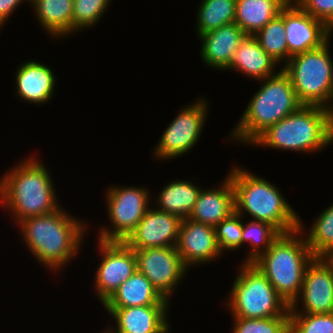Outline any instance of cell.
<instances>
[{"label":"cell","mask_w":333,"mask_h":333,"mask_svg":"<svg viewBox=\"0 0 333 333\" xmlns=\"http://www.w3.org/2000/svg\"><path fill=\"white\" fill-rule=\"evenodd\" d=\"M78 220L60 207L50 214L25 218L17 225L35 258L51 271L59 272L83 243L87 226Z\"/></svg>","instance_id":"cell-1"},{"label":"cell","mask_w":333,"mask_h":333,"mask_svg":"<svg viewBox=\"0 0 333 333\" xmlns=\"http://www.w3.org/2000/svg\"><path fill=\"white\" fill-rule=\"evenodd\" d=\"M35 159H24L0 179V203L13 213L14 222L60 208L49 171Z\"/></svg>","instance_id":"cell-2"},{"label":"cell","mask_w":333,"mask_h":333,"mask_svg":"<svg viewBox=\"0 0 333 333\" xmlns=\"http://www.w3.org/2000/svg\"><path fill=\"white\" fill-rule=\"evenodd\" d=\"M234 188L235 212L275 227L281 234L299 229L300 217L275 187L264 178L238 166L228 176Z\"/></svg>","instance_id":"cell-3"},{"label":"cell","mask_w":333,"mask_h":333,"mask_svg":"<svg viewBox=\"0 0 333 333\" xmlns=\"http://www.w3.org/2000/svg\"><path fill=\"white\" fill-rule=\"evenodd\" d=\"M333 143V111L302 105L269 126L251 144L272 149L313 153Z\"/></svg>","instance_id":"cell-4"},{"label":"cell","mask_w":333,"mask_h":333,"mask_svg":"<svg viewBox=\"0 0 333 333\" xmlns=\"http://www.w3.org/2000/svg\"><path fill=\"white\" fill-rule=\"evenodd\" d=\"M260 82L262 86L248 102L239 123L231 131V140L251 144L269 126L302 106L289 75L283 69Z\"/></svg>","instance_id":"cell-5"},{"label":"cell","mask_w":333,"mask_h":333,"mask_svg":"<svg viewBox=\"0 0 333 333\" xmlns=\"http://www.w3.org/2000/svg\"><path fill=\"white\" fill-rule=\"evenodd\" d=\"M303 230L307 229H304L300 219L299 229L281 234L270 248L253 262L289 306L297 299L305 270L314 258ZM301 235L304 237H299Z\"/></svg>","instance_id":"cell-6"},{"label":"cell","mask_w":333,"mask_h":333,"mask_svg":"<svg viewBox=\"0 0 333 333\" xmlns=\"http://www.w3.org/2000/svg\"><path fill=\"white\" fill-rule=\"evenodd\" d=\"M329 44L328 41L320 48L293 55L282 69L289 75L302 105L333 111V61Z\"/></svg>","instance_id":"cell-7"},{"label":"cell","mask_w":333,"mask_h":333,"mask_svg":"<svg viewBox=\"0 0 333 333\" xmlns=\"http://www.w3.org/2000/svg\"><path fill=\"white\" fill-rule=\"evenodd\" d=\"M227 301L233 317L244 319L289 316L290 306L253 263L242 262Z\"/></svg>","instance_id":"cell-8"},{"label":"cell","mask_w":333,"mask_h":333,"mask_svg":"<svg viewBox=\"0 0 333 333\" xmlns=\"http://www.w3.org/2000/svg\"><path fill=\"white\" fill-rule=\"evenodd\" d=\"M107 195V196H106ZM105 195L108 217L113 228H101L98 239L124 241L150 207L149 191L143 187H115Z\"/></svg>","instance_id":"cell-9"},{"label":"cell","mask_w":333,"mask_h":333,"mask_svg":"<svg viewBox=\"0 0 333 333\" xmlns=\"http://www.w3.org/2000/svg\"><path fill=\"white\" fill-rule=\"evenodd\" d=\"M204 98L183 107L162 134L153 153L156 159H174L182 156L198 143L209 107Z\"/></svg>","instance_id":"cell-10"},{"label":"cell","mask_w":333,"mask_h":333,"mask_svg":"<svg viewBox=\"0 0 333 333\" xmlns=\"http://www.w3.org/2000/svg\"><path fill=\"white\" fill-rule=\"evenodd\" d=\"M137 270L145 275L152 286L167 300L186 275V268L176 246L133 249ZM173 292V293H172Z\"/></svg>","instance_id":"cell-11"},{"label":"cell","mask_w":333,"mask_h":333,"mask_svg":"<svg viewBox=\"0 0 333 333\" xmlns=\"http://www.w3.org/2000/svg\"><path fill=\"white\" fill-rule=\"evenodd\" d=\"M299 298L304 311L297 310ZM325 313H333V259L314 257L305 270L302 288L290 305L289 314Z\"/></svg>","instance_id":"cell-12"},{"label":"cell","mask_w":333,"mask_h":333,"mask_svg":"<svg viewBox=\"0 0 333 333\" xmlns=\"http://www.w3.org/2000/svg\"><path fill=\"white\" fill-rule=\"evenodd\" d=\"M102 260L95 276L96 294L103 305L136 270L134 250L124 241L98 239Z\"/></svg>","instance_id":"cell-13"},{"label":"cell","mask_w":333,"mask_h":333,"mask_svg":"<svg viewBox=\"0 0 333 333\" xmlns=\"http://www.w3.org/2000/svg\"><path fill=\"white\" fill-rule=\"evenodd\" d=\"M285 33L288 61L293 55L320 48L331 40L326 24L302 10L293 0L285 5Z\"/></svg>","instance_id":"cell-14"},{"label":"cell","mask_w":333,"mask_h":333,"mask_svg":"<svg viewBox=\"0 0 333 333\" xmlns=\"http://www.w3.org/2000/svg\"><path fill=\"white\" fill-rule=\"evenodd\" d=\"M182 219L149 207L124 242L132 249L176 246Z\"/></svg>","instance_id":"cell-15"},{"label":"cell","mask_w":333,"mask_h":333,"mask_svg":"<svg viewBox=\"0 0 333 333\" xmlns=\"http://www.w3.org/2000/svg\"><path fill=\"white\" fill-rule=\"evenodd\" d=\"M176 247L186 268L202 265L222 256L215 228L189 218L181 221Z\"/></svg>","instance_id":"cell-16"},{"label":"cell","mask_w":333,"mask_h":333,"mask_svg":"<svg viewBox=\"0 0 333 333\" xmlns=\"http://www.w3.org/2000/svg\"><path fill=\"white\" fill-rule=\"evenodd\" d=\"M168 304L133 306L127 308H105L117 322L116 329L106 333H168ZM167 315V316H166Z\"/></svg>","instance_id":"cell-17"},{"label":"cell","mask_w":333,"mask_h":333,"mask_svg":"<svg viewBox=\"0 0 333 333\" xmlns=\"http://www.w3.org/2000/svg\"><path fill=\"white\" fill-rule=\"evenodd\" d=\"M235 212L234 188L230 178L224 179L219 187L201 189L189 219L216 227L222 220Z\"/></svg>","instance_id":"cell-18"},{"label":"cell","mask_w":333,"mask_h":333,"mask_svg":"<svg viewBox=\"0 0 333 333\" xmlns=\"http://www.w3.org/2000/svg\"><path fill=\"white\" fill-rule=\"evenodd\" d=\"M245 35L237 24L231 23L198 36L202 41V61L212 68L225 70Z\"/></svg>","instance_id":"cell-19"},{"label":"cell","mask_w":333,"mask_h":333,"mask_svg":"<svg viewBox=\"0 0 333 333\" xmlns=\"http://www.w3.org/2000/svg\"><path fill=\"white\" fill-rule=\"evenodd\" d=\"M15 74L16 93L22 101L38 105L51 100L57 81L50 67L31 60L22 63Z\"/></svg>","instance_id":"cell-20"},{"label":"cell","mask_w":333,"mask_h":333,"mask_svg":"<svg viewBox=\"0 0 333 333\" xmlns=\"http://www.w3.org/2000/svg\"><path fill=\"white\" fill-rule=\"evenodd\" d=\"M278 63L260 46L254 35H245L235 51L229 66L225 69L237 70L246 76L263 80L275 75Z\"/></svg>","instance_id":"cell-21"},{"label":"cell","mask_w":333,"mask_h":333,"mask_svg":"<svg viewBox=\"0 0 333 333\" xmlns=\"http://www.w3.org/2000/svg\"><path fill=\"white\" fill-rule=\"evenodd\" d=\"M169 304V300L152 286L151 281L136 270L103 304L104 308H127Z\"/></svg>","instance_id":"cell-22"},{"label":"cell","mask_w":333,"mask_h":333,"mask_svg":"<svg viewBox=\"0 0 333 333\" xmlns=\"http://www.w3.org/2000/svg\"><path fill=\"white\" fill-rule=\"evenodd\" d=\"M289 0H236L235 19L246 35H255L275 18Z\"/></svg>","instance_id":"cell-23"},{"label":"cell","mask_w":333,"mask_h":333,"mask_svg":"<svg viewBox=\"0 0 333 333\" xmlns=\"http://www.w3.org/2000/svg\"><path fill=\"white\" fill-rule=\"evenodd\" d=\"M36 18L47 34L66 37L72 33L73 0H30Z\"/></svg>","instance_id":"cell-24"},{"label":"cell","mask_w":333,"mask_h":333,"mask_svg":"<svg viewBox=\"0 0 333 333\" xmlns=\"http://www.w3.org/2000/svg\"><path fill=\"white\" fill-rule=\"evenodd\" d=\"M201 189L192 181L174 180L163 187L156 200L158 205L155 207L186 219L190 216Z\"/></svg>","instance_id":"cell-25"},{"label":"cell","mask_w":333,"mask_h":333,"mask_svg":"<svg viewBox=\"0 0 333 333\" xmlns=\"http://www.w3.org/2000/svg\"><path fill=\"white\" fill-rule=\"evenodd\" d=\"M262 49L278 64L288 62V44L285 33V6L255 35ZM282 60V61H281Z\"/></svg>","instance_id":"cell-26"},{"label":"cell","mask_w":333,"mask_h":333,"mask_svg":"<svg viewBox=\"0 0 333 333\" xmlns=\"http://www.w3.org/2000/svg\"><path fill=\"white\" fill-rule=\"evenodd\" d=\"M197 12L198 36L234 23L236 0H201Z\"/></svg>","instance_id":"cell-27"},{"label":"cell","mask_w":333,"mask_h":333,"mask_svg":"<svg viewBox=\"0 0 333 333\" xmlns=\"http://www.w3.org/2000/svg\"><path fill=\"white\" fill-rule=\"evenodd\" d=\"M306 235L314 257L333 256V204L317 216Z\"/></svg>","instance_id":"cell-28"},{"label":"cell","mask_w":333,"mask_h":333,"mask_svg":"<svg viewBox=\"0 0 333 333\" xmlns=\"http://www.w3.org/2000/svg\"><path fill=\"white\" fill-rule=\"evenodd\" d=\"M281 235V233L272 225L252 220L248 224L243 223L242 245L246 242L251 244V250L248 252L244 263H253L262 254H264L271 244ZM263 245V247H262ZM264 248V249H263Z\"/></svg>","instance_id":"cell-29"},{"label":"cell","mask_w":333,"mask_h":333,"mask_svg":"<svg viewBox=\"0 0 333 333\" xmlns=\"http://www.w3.org/2000/svg\"><path fill=\"white\" fill-rule=\"evenodd\" d=\"M111 0H73L72 34L98 24Z\"/></svg>","instance_id":"cell-30"},{"label":"cell","mask_w":333,"mask_h":333,"mask_svg":"<svg viewBox=\"0 0 333 333\" xmlns=\"http://www.w3.org/2000/svg\"><path fill=\"white\" fill-rule=\"evenodd\" d=\"M233 318V333H290V316Z\"/></svg>","instance_id":"cell-31"},{"label":"cell","mask_w":333,"mask_h":333,"mask_svg":"<svg viewBox=\"0 0 333 333\" xmlns=\"http://www.w3.org/2000/svg\"><path fill=\"white\" fill-rule=\"evenodd\" d=\"M243 217L236 212L222 220L216 227V240L219 250H236L242 246Z\"/></svg>","instance_id":"cell-32"},{"label":"cell","mask_w":333,"mask_h":333,"mask_svg":"<svg viewBox=\"0 0 333 333\" xmlns=\"http://www.w3.org/2000/svg\"><path fill=\"white\" fill-rule=\"evenodd\" d=\"M289 316L290 333H333V313Z\"/></svg>","instance_id":"cell-33"},{"label":"cell","mask_w":333,"mask_h":333,"mask_svg":"<svg viewBox=\"0 0 333 333\" xmlns=\"http://www.w3.org/2000/svg\"><path fill=\"white\" fill-rule=\"evenodd\" d=\"M309 15L327 24L333 18V0H293Z\"/></svg>","instance_id":"cell-34"},{"label":"cell","mask_w":333,"mask_h":333,"mask_svg":"<svg viewBox=\"0 0 333 333\" xmlns=\"http://www.w3.org/2000/svg\"><path fill=\"white\" fill-rule=\"evenodd\" d=\"M30 2V0H0V28L10 18L11 14L17 9L22 2Z\"/></svg>","instance_id":"cell-35"},{"label":"cell","mask_w":333,"mask_h":333,"mask_svg":"<svg viewBox=\"0 0 333 333\" xmlns=\"http://www.w3.org/2000/svg\"><path fill=\"white\" fill-rule=\"evenodd\" d=\"M328 32L330 33V35H332L331 33L333 32V18L326 24Z\"/></svg>","instance_id":"cell-36"}]
</instances>
